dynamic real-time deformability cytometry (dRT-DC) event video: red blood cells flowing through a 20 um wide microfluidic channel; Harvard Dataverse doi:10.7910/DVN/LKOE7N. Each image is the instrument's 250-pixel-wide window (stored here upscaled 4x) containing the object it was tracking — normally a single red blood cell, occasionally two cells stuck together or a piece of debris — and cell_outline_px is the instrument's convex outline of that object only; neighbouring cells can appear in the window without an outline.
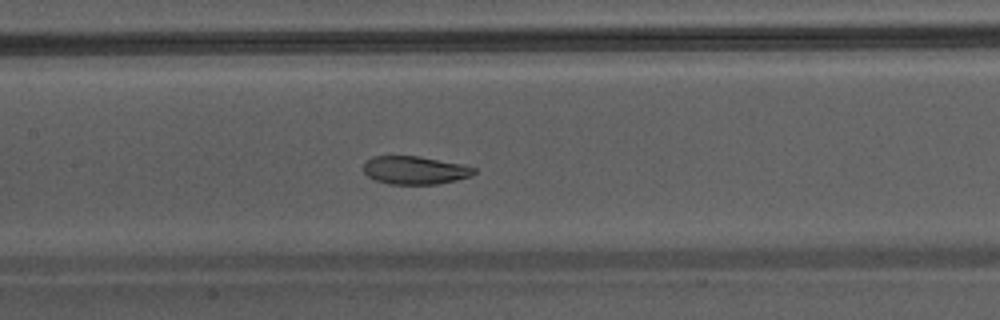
{"species": "Egyptian fruit bat (a non-hibernating species)", "species_latin": "Rousettus aegyptiacus", "temperature_condition": "warm", "stored_images_in_passage": 41, "camera_frame_rate_fps": 3000, "um_per_image_px": 0.085, "animal": {"sex": "male"}, "frame": {"image": 1, "passage_image": 18, "time_ms": 5.667, "image_size_px": [1000, 320], "cell_outline_px": [[476, 172], [472, 176], [456, 180], [436, 184], [388, 184], [376, 180], [368, 176], [364, 172], [364, 160], [372, 156], [420, 156], [464, 164], [476, 168]], "centroid_in_image_um": [35.28, 14.46], "position_along_channel_um": 172.1, "area_um2": 18.32}}